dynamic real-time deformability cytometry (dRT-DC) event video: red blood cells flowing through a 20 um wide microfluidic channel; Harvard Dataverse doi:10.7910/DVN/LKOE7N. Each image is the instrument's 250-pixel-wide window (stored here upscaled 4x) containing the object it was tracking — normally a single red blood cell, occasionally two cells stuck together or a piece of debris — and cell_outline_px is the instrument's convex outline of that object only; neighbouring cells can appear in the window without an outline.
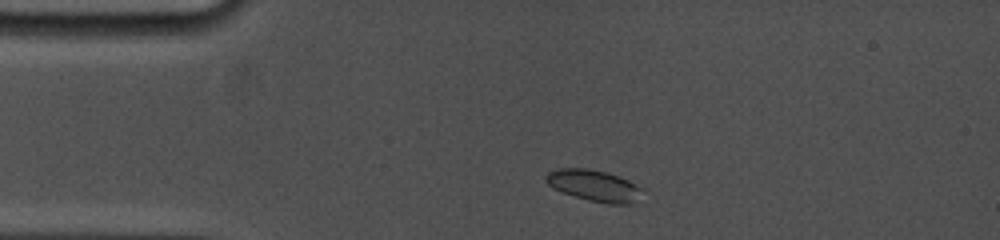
{"species": "common noctule bat (a hibernating species)", "species_latin": "Nyctalus noctula", "temperature_condition": "cold", "stored_images_in_passage": 4, "camera_frame_rate_fps": 5000, "um_per_image_px": 0.085, "animal": {"sex": "female", "body_mass_g": 19.0, "forearm_length_mm": 53.3}, "frame": {"image": 1, "passage_image": 2, "time_ms": 0.8, "image_size_px": [1000, 240], "cell_outline_px": [[648, 188], [628, 204], [608, 204], [588, 200], [552, 188], [544, 180], [544, 176], [548, 172], [556, 168], [588, 168], [620, 176]], "centroid_in_image_um": [50.51, 15.75], "position_along_channel_um": 34.5, "area_um2": 17.8}}